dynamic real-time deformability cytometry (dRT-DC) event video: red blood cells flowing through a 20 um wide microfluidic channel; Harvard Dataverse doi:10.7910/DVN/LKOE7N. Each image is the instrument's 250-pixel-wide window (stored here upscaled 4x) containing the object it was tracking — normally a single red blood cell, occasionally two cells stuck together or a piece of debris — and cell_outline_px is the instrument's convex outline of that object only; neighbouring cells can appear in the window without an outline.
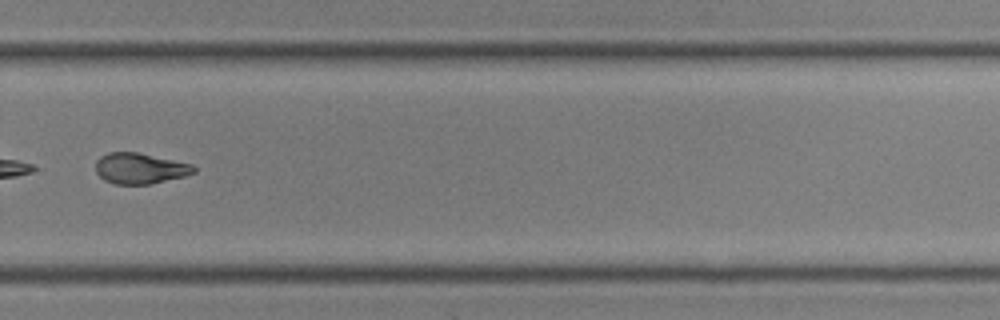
{"species": "common noctule bat (a hibernating species)", "species_latin": "Nyctalus noctula", "temperature_condition": "room temperature", "stored_images_in_passage": 43, "camera_frame_rate_fps": 3000, "um_per_image_px": 0.085, "animal": {"sex": "male", "body_mass_g": 19.0, "forearm_length_mm": 50.8}, "frame": {"image": 1, "passage_image": 31, "time_ms": 10.0, "image_size_px": [1000, 320], "cell_outline_px": [[196, 172], [184, 176], [152, 184], [112, 184], [104, 180], [96, 172], [96, 160], [100, 156], [108, 152], [136, 152], [192, 164], [196, 168]], "centroid_in_image_um": [11.88, 14.32], "position_along_channel_um": 317.9, "area_um2": 17.63}}